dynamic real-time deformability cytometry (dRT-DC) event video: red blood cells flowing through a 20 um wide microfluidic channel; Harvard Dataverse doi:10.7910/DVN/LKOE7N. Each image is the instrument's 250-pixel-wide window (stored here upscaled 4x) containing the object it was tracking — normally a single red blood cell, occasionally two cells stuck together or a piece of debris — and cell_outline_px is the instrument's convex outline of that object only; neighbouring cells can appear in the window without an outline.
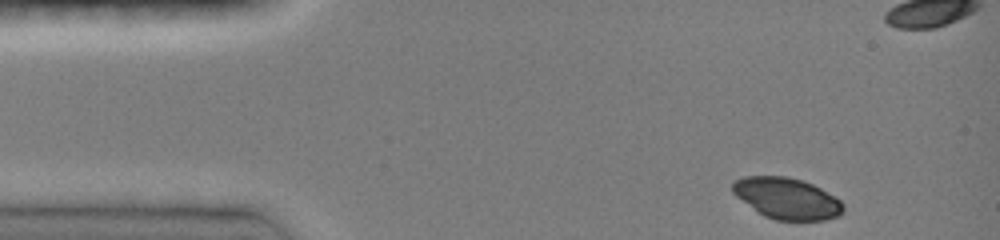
{"species": "common noctule bat (a hibernating species)", "species_latin": "Nyctalus noctula", "temperature_condition": "room temperature", "stored_images_in_passage": 39, "camera_frame_rate_fps": 3000, "um_per_image_px": 0.085, "animal": {"sex": "female", "body_mass_g": 19.0, "forearm_length_mm": 51.5}, "frame": {"image": 1, "passage_image": 1, "time_ms": 0.0, "image_size_px": [1000, 240], "cell_outline_px": [[844, 212], [840, 216], [824, 220], [776, 220], [764, 216], [756, 212], [736, 196], [732, 192], [732, 180], [744, 176], [788, 176], [812, 184], [820, 188], [840, 200], [844, 204]], "centroid_in_image_um": [66.86, 16.86], "position_along_channel_um": 18.1, "area_um2": 26.82}}
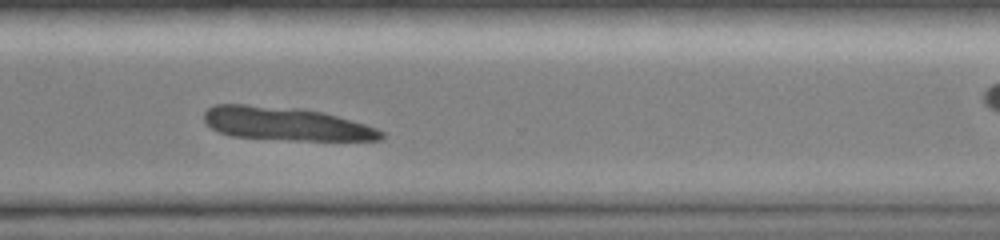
{"frame": {"image": 2, "passage_image": 29, "time_ms": 10.0, "image_size_px": [1000, 240], "cell_outline_px": [[384, 136], [380, 140], [292, 140], [232, 136], [220, 132], [212, 128], [204, 120], [204, 112], [208, 108], [216, 104], [244, 104], [304, 108], [324, 112], [364, 124], [376, 128], [384, 132]], "centroid_in_image_um": [24.3, 10.51], "position_along_channel_um": 346.3, "area_um2": 34.39}}
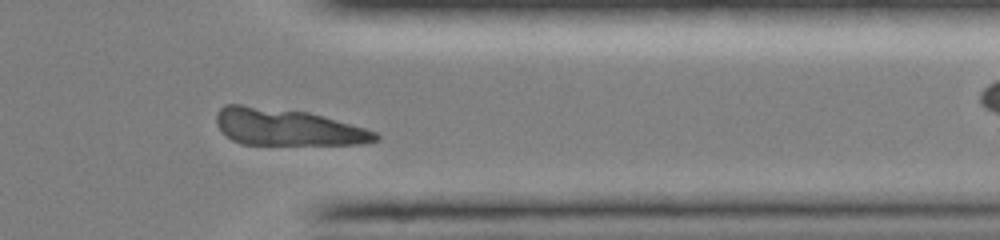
{"frame": {"image": 3, "passage_image": 32, "time_ms": 11.0, "image_size_px": [1000, 240], "cell_outline_px": [[380, 140], [360, 144], [240, 144], [224, 136], [220, 132], [216, 124], [216, 112], [224, 104], [240, 104], [308, 112], [364, 128], [376, 132], [380, 136]], "centroid_in_image_um": [24.34, 10.81], "position_along_channel_um": 387.1, "area_um2": 34.1}}